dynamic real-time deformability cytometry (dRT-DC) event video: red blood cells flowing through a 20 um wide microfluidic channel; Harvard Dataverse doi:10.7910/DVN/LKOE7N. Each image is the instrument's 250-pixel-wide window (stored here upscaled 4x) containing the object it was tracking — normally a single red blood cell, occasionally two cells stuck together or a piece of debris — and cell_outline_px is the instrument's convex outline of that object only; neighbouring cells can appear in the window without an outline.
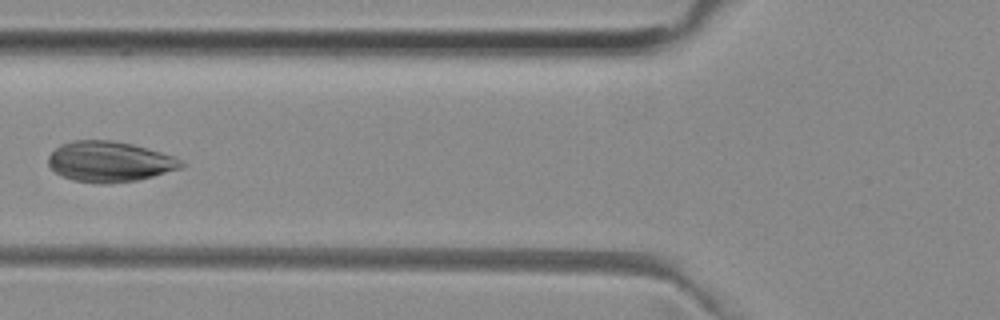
{"species": "common noctule bat (a hibernating species)", "species_latin": "Nyctalus noctula", "temperature_condition": "room temperature", "stored_images_in_passage": 4, "camera_frame_rate_fps": 3000, "um_per_image_px": 0.085, "animal": {"sex": "female", "body_mass_g": 29.2, "forearm_length_mm": 56.3}, "frame": {"image": 1, "passage_image": 4, "time_ms": 1.0, "image_size_px": [1000, 320], "cell_outline_px": [[184, 168], [136, 180], [108, 184], [100, 184], [72, 180], [56, 172], [48, 164], [48, 156], [60, 144], [72, 140], [112, 140], [132, 144], [160, 152], [172, 156], [180, 160], [184, 164]], "centroid_in_image_um": [9.3, 13.74], "position_along_channel_um": 116.5, "area_um2": 31.27}}